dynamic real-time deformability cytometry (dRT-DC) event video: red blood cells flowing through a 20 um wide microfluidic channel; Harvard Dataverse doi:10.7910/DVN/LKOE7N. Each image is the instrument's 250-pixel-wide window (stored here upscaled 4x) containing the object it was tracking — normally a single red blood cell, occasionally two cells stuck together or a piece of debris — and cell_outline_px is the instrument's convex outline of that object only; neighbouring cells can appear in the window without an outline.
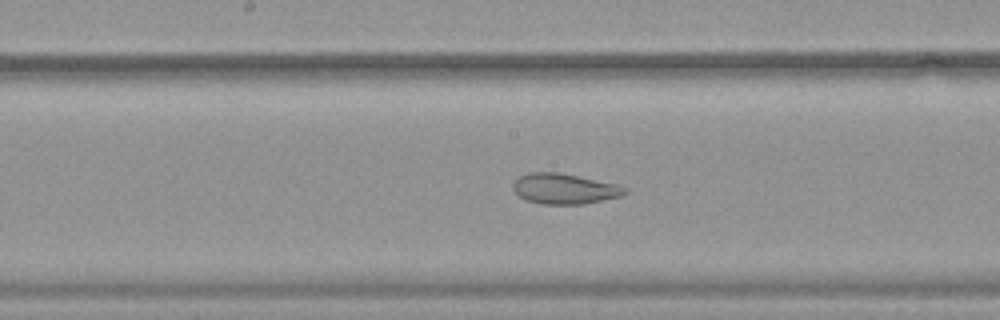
{"species": "common noctule bat (a hibernating species)", "species_latin": "Nyctalus noctula", "temperature_condition": "warm", "stored_images_in_passage": 21, "camera_frame_rate_fps": 3000, "um_per_image_px": 0.085, "animal": {"sex": "female", "body_mass_g": 19.9}, "frame": {"image": 1, "passage_image": 15, "time_ms": 4.667, "image_size_px": [1000, 320], "cell_outline_px": [[628, 192], [624, 196], [584, 204], [540, 204], [524, 200], [512, 188], [512, 184], [520, 176], [528, 172], [560, 172], [616, 184], [628, 188]], "centroid_in_image_um": [48.0, 16.05], "position_along_channel_um": 200.2, "area_um2": 20.06}}
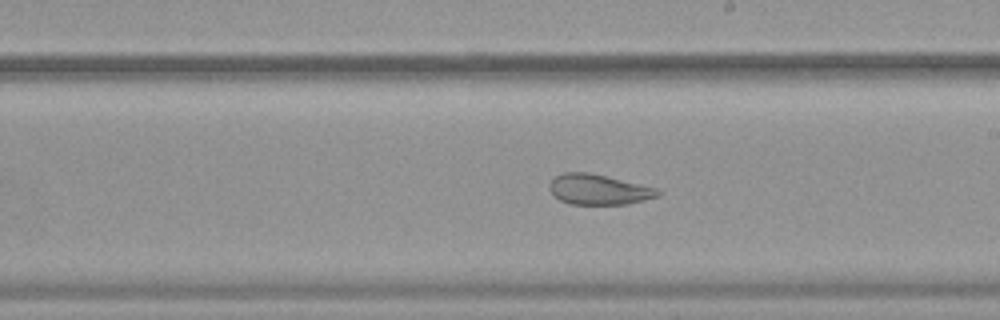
{"frame": {"image": 2, "passage_image": 18, "time_ms": 5.667, "image_size_px": [1000, 320], "cell_outline_px": [[660, 196], [628, 204], [568, 204], [560, 200], [548, 188], [548, 184], [556, 176], [564, 172], [588, 172], [656, 188], [660, 192]], "centroid_in_image_um": [50.86, 16.11], "position_along_channel_um": 238.1, "area_um2": 18.96}}